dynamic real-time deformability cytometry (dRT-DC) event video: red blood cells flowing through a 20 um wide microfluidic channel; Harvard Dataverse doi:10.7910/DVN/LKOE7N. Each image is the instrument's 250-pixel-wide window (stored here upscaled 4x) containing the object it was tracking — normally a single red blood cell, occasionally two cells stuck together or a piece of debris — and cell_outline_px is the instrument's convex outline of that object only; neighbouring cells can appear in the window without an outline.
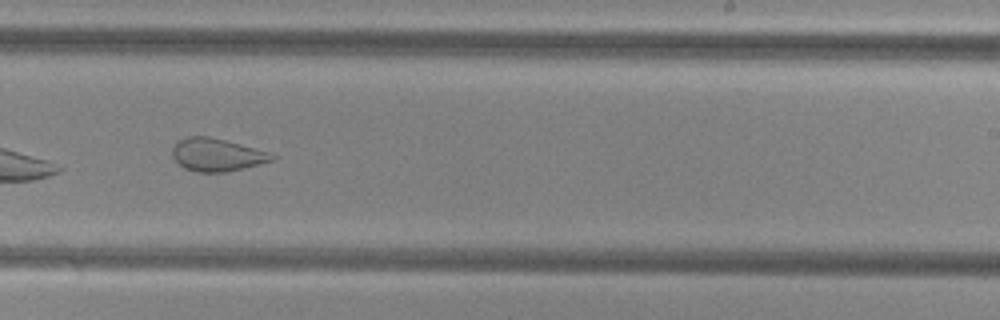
{"species": "common noctule bat (a hibernating species)", "species_latin": "Nyctalus noctula", "temperature_condition": "cold", "stored_images_in_passage": 9, "camera_frame_rate_fps": 3000, "um_per_image_px": 0.085, "animal": {"sex": "female", "body_mass_g": 29.2, "forearm_length_mm": 56.3}, "frame": {"image": 1, "passage_image": 8, "time_ms": 2.333, "image_size_px": [1000, 320], "cell_outline_px": [[276, 156], [272, 160], [228, 172], [196, 172], [184, 168], [172, 156], [172, 148], [180, 140], [188, 136], [208, 136], [224, 140], [268, 152]], "centroid_in_image_um": [18.39, 13.16], "position_along_channel_um": 270.6, "area_um2": 18.67}}
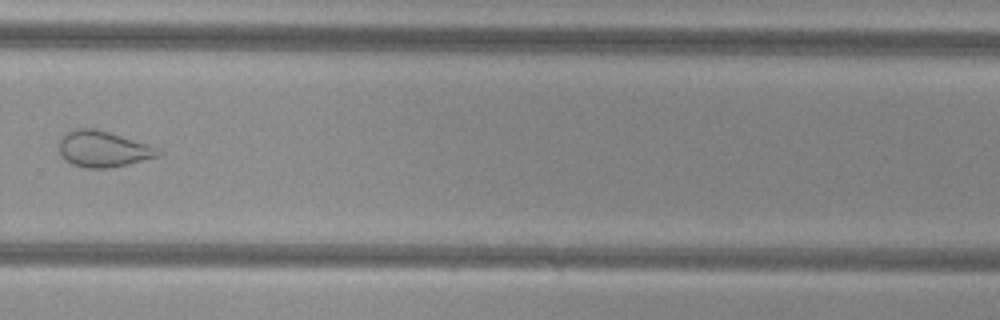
{"frame": {"image": 2, "passage_image": 9, "time_ms": 2.667, "image_size_px": [1000, 320], "cell_outline_px": [[164, 152], [160, 156], [128, 164], [108, 168], [88, 168], [72, 164], [64, 160], [60, 152], [60, 140], [64, 132], [76, 128], [92, 128], [108, 132], [148, 144]], "centroid_in_image_um": [8.76, 12.67], "position_along_channel_um": 321.0, "area_um2": 20.75}}